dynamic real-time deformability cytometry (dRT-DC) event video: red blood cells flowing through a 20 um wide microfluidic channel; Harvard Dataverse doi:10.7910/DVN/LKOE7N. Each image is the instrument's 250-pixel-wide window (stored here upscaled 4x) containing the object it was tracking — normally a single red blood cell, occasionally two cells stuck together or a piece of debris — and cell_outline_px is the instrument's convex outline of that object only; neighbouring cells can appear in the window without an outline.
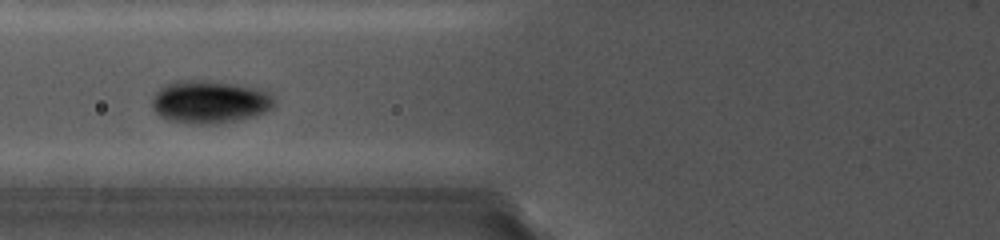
{"species": "common noctule bat (a hibernating species)", "species_latin": "Nyctalus noctula", "temperature_condition": "cold", "stored_images_in_passage": 6, "camera_frame_rate_fps": 5000, "um_per_image_px": 0.085, "animal": {"sex": "female", "body_mass_g": 19.0, "forearm_length_mm": 56.7}, "frame": {"image": 1, "passage_image": 3, "time_ms": 2.2, "image_size_px": [1000, 240], "cell_outline_px": [[276, 104], [272, 108], [264, 112], [252, 116], [236, 120], [216, 124], [192, 124], [168, 120], [160, 116], [152, 108], [152, 96], [164, 84], [172, 80], [208, 80], [260, 88], [268, 92], [272, 96]], "centroid_in_image_um": [17.8, 8.65], "position_along_channel_um": 108.0, "area_um2": 30.81}}